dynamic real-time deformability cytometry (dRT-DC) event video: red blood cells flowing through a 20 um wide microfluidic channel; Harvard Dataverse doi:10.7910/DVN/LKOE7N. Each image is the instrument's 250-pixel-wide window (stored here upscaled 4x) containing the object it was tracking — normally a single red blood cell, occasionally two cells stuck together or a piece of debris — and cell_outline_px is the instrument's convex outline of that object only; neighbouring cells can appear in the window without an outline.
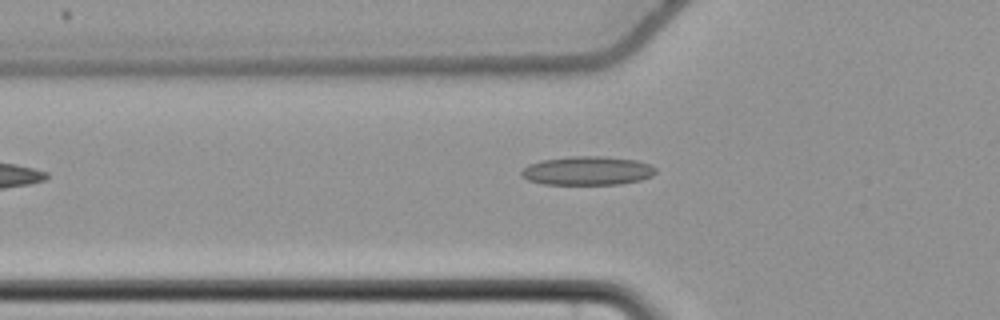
{"species": "common noctule bat (a hibernating species)", "species_latin": "Nyctalus noctula", "temperature_condition": "cold", "stored_images_in_passage": 41, "camera_frame_rate_fps": 3000, "um_per_image_px": 0.085, "animal": {"sex": "female", "body_mass_g": 22.7, "forearm_length_mm": 54.2}, "frame": {"image": 1, "passage_image": 4, "time_ms": 1.0, "image_size_px": [1000, 320], "cell_outline_px": [[656, 172], [652, 176], [640, 180], [620, 184], [544, 184], [528, 180], [520, 176], [520, 172], [528, 164], [540, 160], [572, 156], [604, 156], [636, 160], [648, 164], [656, 168]], "centroid_in_image_um": [49.9, 14.51], "position_along_channel_um": 75.9, "area_um2": 22.6}}
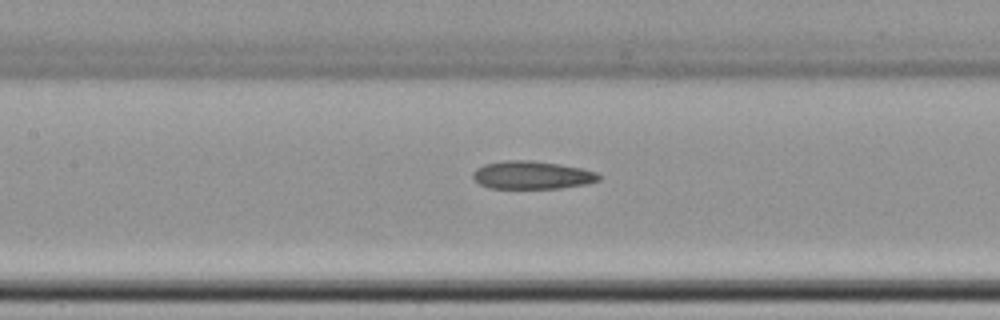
{"frame": {"image": 2, "passage_image": 11, "time_ms": 3.333, "image_size_px": [1000, 320], "cell_outline_px": [[600, 180], [588, 184], [560, 188], [488, 188], [480, 184], [472, 176], [472, 172], [476, 168], [484, 164], [504, 160], [532, 160], [560, 164], [580, 168], [596, 172], [600, 176]], "centroid_in_image_um": [45.21, 14.88], "position_along_channel_um": 162.2, "area_um2": 20.63}}
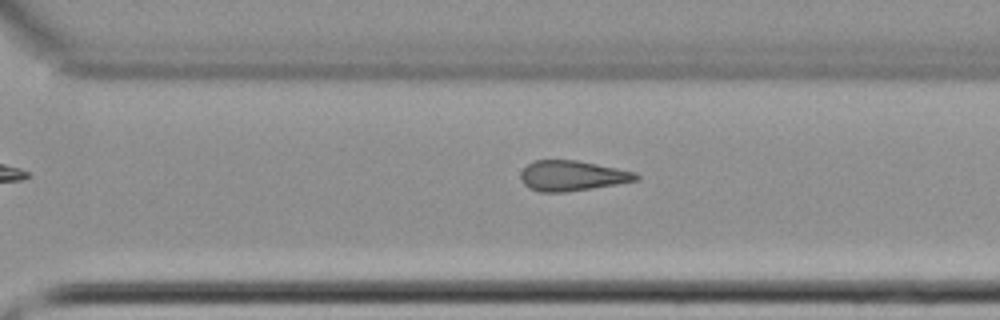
{"frame": {"image": 3, "passage_image": 24, "time_ms": 7.667, "image_size_px": [1000, 320], "cell_outline_px": [[640, 180], [592, 188], [564, 192], [540, 192], [528, 188], [520, 180], [520, 172], [528, 164], [536, 160], [576, 160], [636, 172], [640, 176]], "centroid_in_image_um": [48.62, 14.94], "position_along_channel_um": 322.0, "area_um2": 20.35}, "authors_computed_cell_mechanics": {"area_um2": 20.808, "velocity_mm_per_s": 3.6886, "shape_relaxation_time_tau1_ms": null, "shape_relaxation_time_tau2_ms": 8.6229, "deformation_change_tau1": null, "deformation_change_tau2": 0.2284}}